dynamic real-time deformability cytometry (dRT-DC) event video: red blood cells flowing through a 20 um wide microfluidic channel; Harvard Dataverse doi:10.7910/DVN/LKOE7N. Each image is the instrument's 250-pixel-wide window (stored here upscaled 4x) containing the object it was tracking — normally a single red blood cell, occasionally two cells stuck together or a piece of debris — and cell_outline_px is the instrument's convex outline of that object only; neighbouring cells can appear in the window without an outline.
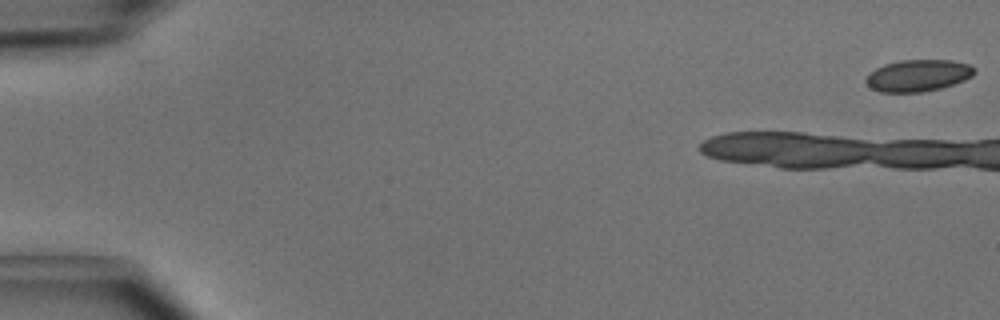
{"species": "common noctule bat (a hibernating species)", "species_latin": "Nyctalus noctula", "temperature_condition": "cold", "stored_images_in_passage": 8, "camera_frame_rate_fps": 3000, "um_per_image_px": 0.085, "animal": {"sex": "male", "body_mass_g": 15.6}, "frame": {"image": 1, "passage_image": 1, "time_ms": 0.0, "image_size_px": [1000, 320], "cell_outline_px": [[976, 72], [972, 76], [964, 80], [940, 88], [920, 92], [880, 92], [872, 88], [864, 80], [876, 68], [884, 64], [900, 60], [952, 60], [968, 64], [976, 68]], "centroid_in_image_um": [78.06, 6.41], "position_along_channel_um": 6.9, "area_um2": 19.94}}